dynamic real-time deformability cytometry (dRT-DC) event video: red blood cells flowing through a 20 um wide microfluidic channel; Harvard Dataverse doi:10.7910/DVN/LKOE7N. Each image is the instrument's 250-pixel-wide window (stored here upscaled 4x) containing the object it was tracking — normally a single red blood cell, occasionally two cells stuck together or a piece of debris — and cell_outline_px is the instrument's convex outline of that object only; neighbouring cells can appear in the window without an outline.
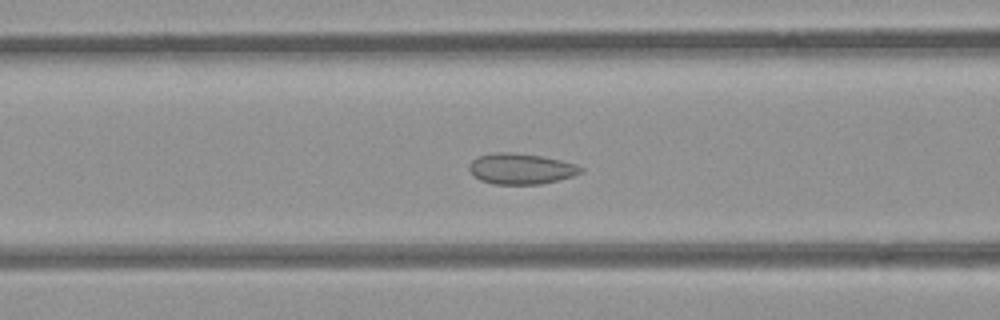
{"species": "common noctule bat (a hibernating species)", "species_latin": "Nyctalus noctula", "temperature_condition": "room temperature", "stored_images_in_passage": 52, "camera_frame_rate_fps": 3000, "um_per_image_px": 0.085, "animal": {"sex": "female", "body_mass_g": 21.9}, "frame": {"image": 1, "passage_image": 19, "time_ms": 6.0, "image_size_px": [1000, 320], "cell_outline_px": [[584, 172], [572, 176], [540, 184], [492, 184], [480, 180], [472, 176], [468, 168], [468, 164], [472, 160], [480, 156], [496, 152], [508, 152], [540, 156], [560, 160], [576, 164], [584, 168]], "centroid_in_image_um": [44.26, 14.35], "position_along_channel_um": 122.3, "area_um2": 20.0}}
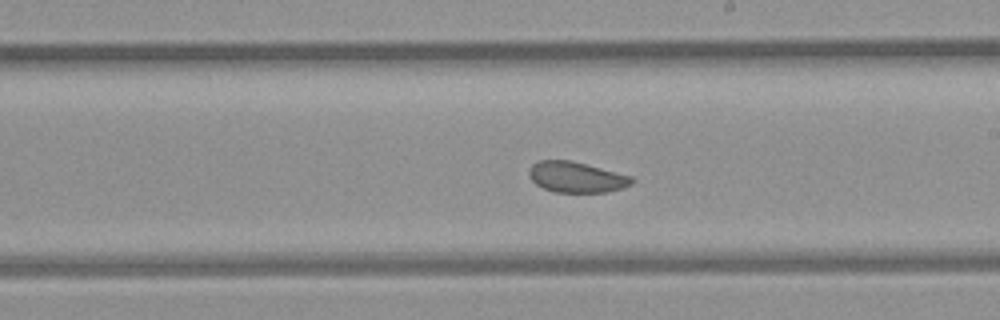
{"frame": {"image": 2, "passage_image": 28, "time_ms": 9.0, "image_size_px": [1000, 320], "cell_outline_px": [[636, 180], [632, 184], [624, 188], [608, 192], [552, 192], [536, 184], [528, 176], [528, 168], [532, 164], [540, 160], [568, 160], [632, 176]], "centroid_in_image_um": [48.99, 15.07], "position_along_channel_um": 240.0, "area_um2": 18.44}}
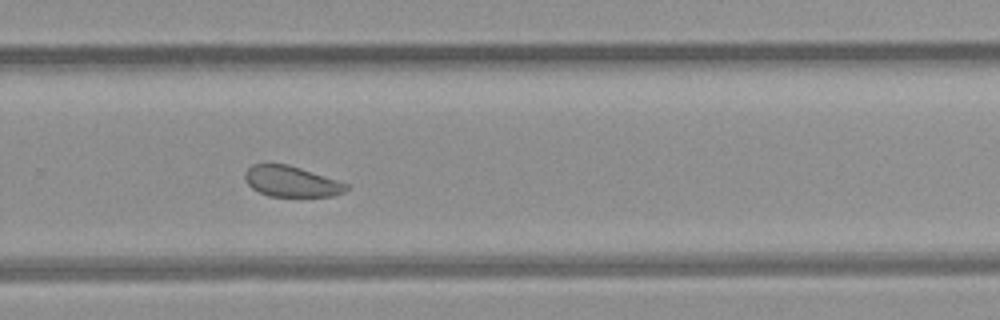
{"frame": {"image": 3, "passage_image": 33, "time_ms": 10.667, "image_size_px": [1000, 320], "cell_outline_px": [[348, 188], [344, 192], [332, 196], [268, 196], [252, 188], [248, 184], [244, 176], [244, 172], [252, 164], [288, 164], [348, 184]], "centroid_in_image_um": [24.74, 15.42], "position_along_channel_um": 305.1, "area_um2": 17.92}}